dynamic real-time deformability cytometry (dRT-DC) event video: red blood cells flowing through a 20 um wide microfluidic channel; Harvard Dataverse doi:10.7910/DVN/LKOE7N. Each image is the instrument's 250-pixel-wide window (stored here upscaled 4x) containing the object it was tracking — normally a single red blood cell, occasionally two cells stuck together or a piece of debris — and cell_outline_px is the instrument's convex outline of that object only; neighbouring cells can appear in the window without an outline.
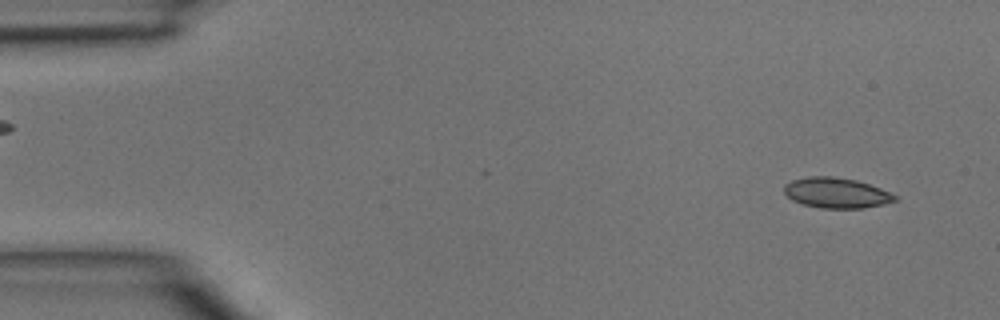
{"species": "common noctule bat (a hibernating species)", "species_latin": "Nyctalus noctula", "temperature_condition": "room temperature", "stored_images_in_passage": 39, "camera_frame_rate_fps": 3000, "um_per_image_px": 0.085, "animal": {"sex": "male", "body_mass_g": 15.6}, "frame": {"image": 1, "passage_image": 2, "time_ms": 0.333, "image_size_px": [1000, 320], "cell_outline_px": [[896, 200], [884, 204], [864, 208], [820, 208], [804, 204], [792, 200], [784, 192], [784, 184], [792, 180], [808, 176], [832, 176], [856, 180], [880, 188], [896, 196]], "centroid_in_image_um": [71.06, 16.39], "position_along_channel_um": 13.9, "area_um2": 19.48}}
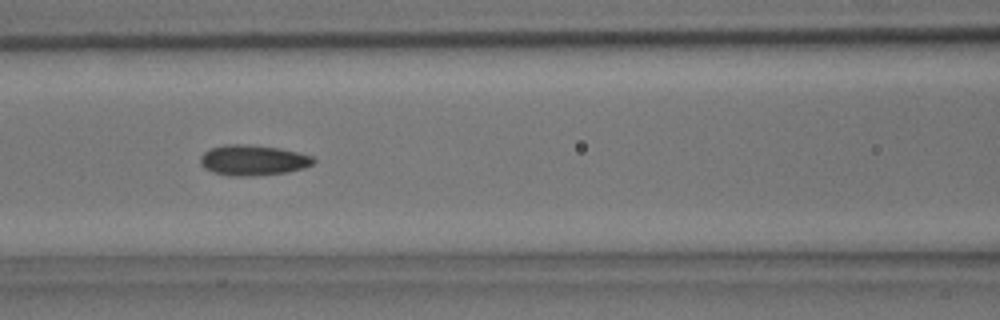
{"frame": {"image": 2, "passage_image": 18, "time_ms": 5.667, "image_size_px": [1000, 320], "cell_outline_px": [[316, 160], [312, 164], [304, 168], [288, 172], [252, 176], [232, 176], [212, 172], [204, 168], [200, 164], [200, 156], [204, 152], [212, 148], [228, 144], [244, 144], [280, 148], [312, 156]], "centroid_in_image_um": [21.49, 13.62], "position_along_channel_um": 145.1, "area_um2": 20.06}}
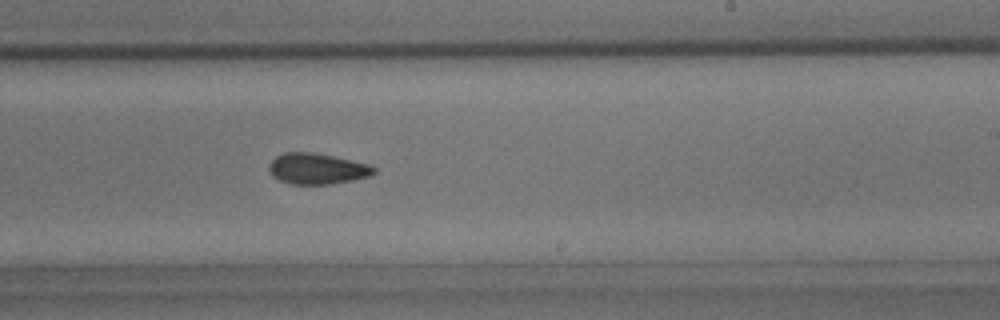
{"frame": {"image": 3, "passage_image": 26, "time_ms": 8.333, "image_size_px": [1000, 320], "cell_outline_px": [[376, 172], [368, 176], [352, 180], [328, 184], [292, 184], [280, 180], [272, 176], [268, 168], [268, 164], [276, 156], [284, 152], [312, 152], [332, 156], [368, 164], [376, 168]], "centroid_in_image_um": [26.91, 14.33], "position_along_channel_um": 262.1, "area_um2": 18.73}}